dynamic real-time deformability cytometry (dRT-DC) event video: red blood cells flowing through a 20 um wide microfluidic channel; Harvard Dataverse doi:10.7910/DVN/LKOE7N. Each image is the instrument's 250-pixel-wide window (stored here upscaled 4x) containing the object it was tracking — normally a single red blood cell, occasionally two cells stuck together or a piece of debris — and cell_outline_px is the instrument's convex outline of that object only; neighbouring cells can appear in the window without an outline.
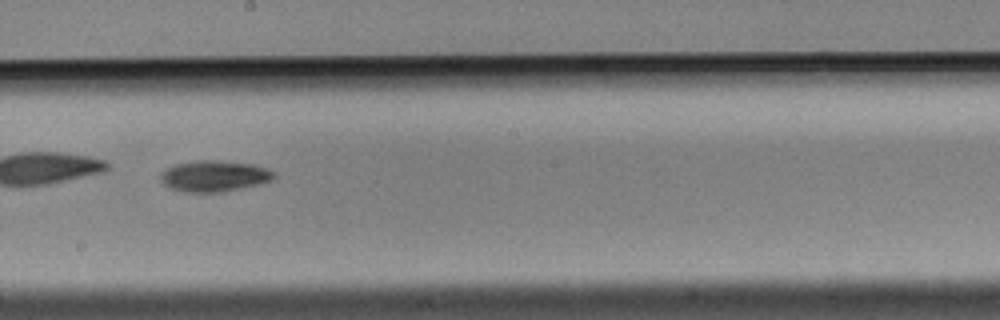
{"species": "Egyptian fruit bat (a non-hibernating species)", "species_latin": "Rousettus aegyptiacus", "temperature_condition": "cold", "stored_images_in_passage": 53, "camera_frame_rate_fps": 3000, "um_per_image_px": 0.085, "animal": {"sex": "male"}, "frame": {"image": 1, "passage_image": 31, "time_ms": 10.0, "image_size_px": [1000, 320], "cell_outline_px": [[276, 176], [272, 180], [260, 184], [220, 192], [184, 192], [168, 188], [160, 180], [160, 176], [168, 168], [176, 164], [196, 160], [220, 160], [256, 164], [268, 168], [276, 172]], "centroid_in_image_um": [18.26, 14.96], "position_along_channel_um": 229.9, "area_um2": 20.75}}
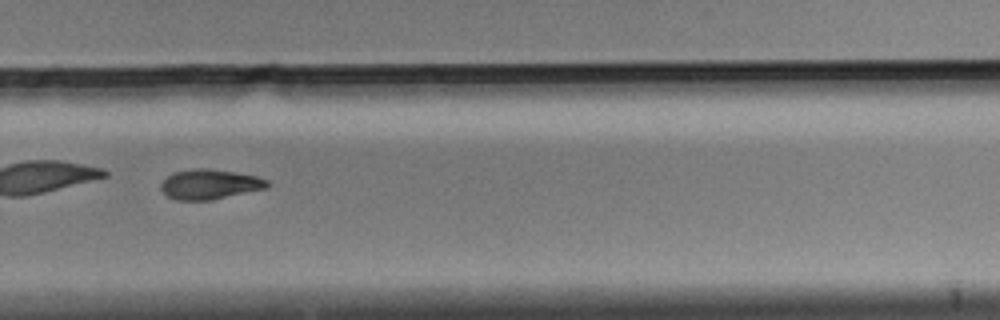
{"frame": {"image": 2, "passage_image": 38, "time_ms": 12.333, "image_size_px": [1000, 320], "cell_outline_px": [[268, 188], [208, 200], [176, 200], [168, 196], [160, 188], [160, 184], [172, 172], [192, 168], [208, 168], [236, 172], [256, 176], [268, 180]], "centroid_in_image_um": [17.81, 15.65], "position_along_channel_um": 312.0, "area_um2": 18.5}}
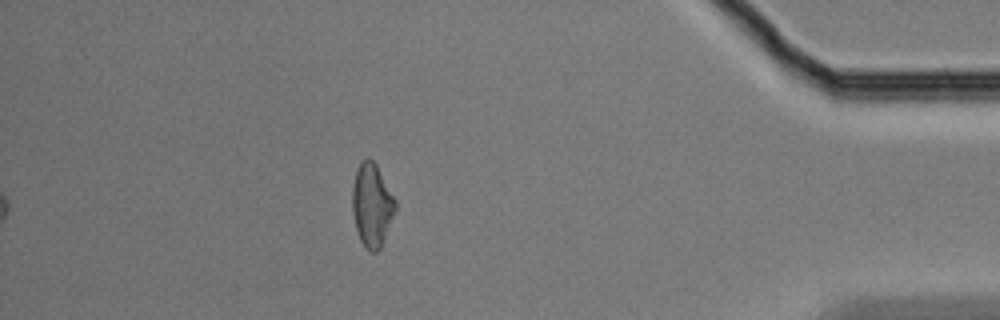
{"frame": {"image": 3, "passage_image": 53, "time_ms": 17.333, "image_size_px": [1000, 320], "cell_outline_px": [[396, 212], [380, 248], [376, 252], [372, 252], [364, 248], [360, 240], [356, 228], [352, 212], [352, 188], [356, 168], [360, 160], [364, 156], [368, 156], [376, 164], [396, 200]], "centroid_in_image_um": [31.6, 17.4], "position_along_channel_um": 403.6, "area_um2": 21.21}, "authors_computed_cell_mechanics": {"area_um2": 20.3456, "velocity_mm_per_s": 3.5266, "shape_relaxation_time_tau1_ms": 3.441, "shape_relaxation_time_tau2_ms": null, "deformation_change_tau1": 0.0964, "deformation_change_tau2": null}}